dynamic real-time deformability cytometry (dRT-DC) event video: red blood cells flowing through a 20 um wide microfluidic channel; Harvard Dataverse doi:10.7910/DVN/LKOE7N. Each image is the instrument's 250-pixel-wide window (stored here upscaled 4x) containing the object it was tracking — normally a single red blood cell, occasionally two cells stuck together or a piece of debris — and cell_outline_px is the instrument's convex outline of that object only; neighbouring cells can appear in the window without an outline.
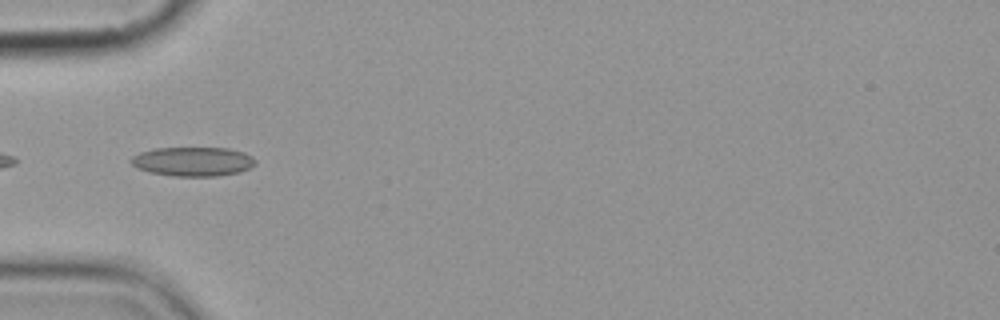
{"species": "common noctule bat (a hibernating species)", "species_latin": "Nyctalus noctula", "temperature_condition": "cold", "stored_images_in_passage": 3, "camera_frame_rate_fps": 3000, "um_per_image_px": 0.085, "animal": {"sex": "female", "body_mass_g": 19.9}, "frame": {"image": 1, "passage_image": 2, "time_ms": 1.0, "image_size_px": [1000, 320], "cell_outline_px": [[256, 164], [240, 172], [216, 176], [172, 176], [148, 172], [136, 168], [128, 160], [132, 156], [140, 152], [156, 148], [228, 148], [244, 152], [252, 156], [256, 160]], "centroid_in_image_um": [16.38, 13.73], "position_along_channel_um": 68.6, "area_um2": 21.33}}
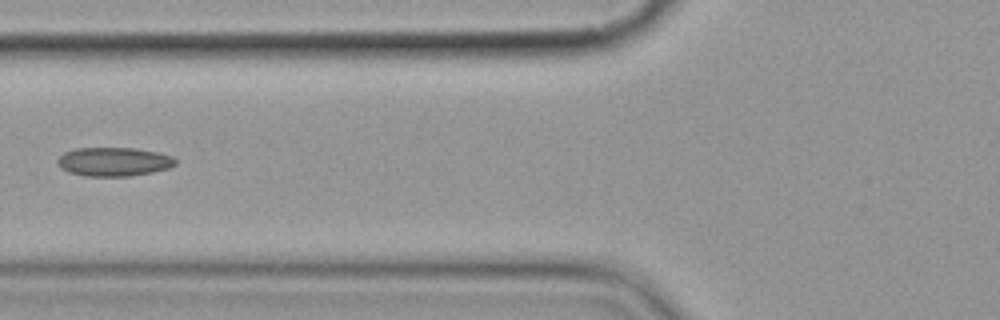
{"frame": {"image": 2, "passage_image": 3, "time_ms": 2.333, "image_size_px": [1000, 320], "cell_outline_px": [[176, 164], [168, 168], [152, 172], [128, 176], [84, 176], [68, 172], [60, 168], [56, 160], [64, 152], [76, 148], [136, 148], [160, 152], [172, 156], [176, 160]], "centroid_in_image_um": [9.66, 13.74], "position_along_channel_um": 116.1, "area_um2": 19.94}}